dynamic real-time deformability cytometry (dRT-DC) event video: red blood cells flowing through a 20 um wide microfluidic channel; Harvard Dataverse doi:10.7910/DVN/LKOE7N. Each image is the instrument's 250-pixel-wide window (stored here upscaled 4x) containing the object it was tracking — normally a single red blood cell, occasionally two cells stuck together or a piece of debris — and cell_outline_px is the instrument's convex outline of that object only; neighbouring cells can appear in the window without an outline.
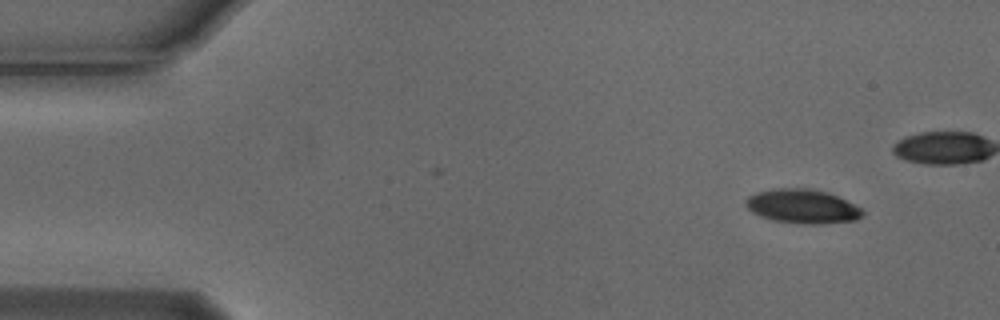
{"species": "Egyptian fruit bat (a non-hibernating species)", "species_latin": "Rousettus aegyptiacus", "temperature_condition": "cold", "stored_images_in_passage": 5, "camera_frame_rate_fps": 3000, "um_per_image_px": 0.085, "animal": {"sex": "male"}, "frame": {"image": 1, "passage_image": 1, "time_ms": 0.0, "image_size_px": [1000, 320], "cell_outline_px": [[864, 216], [856, 220], [824, 224], [804, 224], [772, 220], [760, 216], [752, 212], [744, 204], [744, 200], [748, 196], [756, 192], [772, 188], [804, 188], [828, 192], [860, 208], [864, 212]], "centroid_in_image_um": [68.17, 17.54], "position_along_channel_um": 16.8, "area_um2": 23.29}}